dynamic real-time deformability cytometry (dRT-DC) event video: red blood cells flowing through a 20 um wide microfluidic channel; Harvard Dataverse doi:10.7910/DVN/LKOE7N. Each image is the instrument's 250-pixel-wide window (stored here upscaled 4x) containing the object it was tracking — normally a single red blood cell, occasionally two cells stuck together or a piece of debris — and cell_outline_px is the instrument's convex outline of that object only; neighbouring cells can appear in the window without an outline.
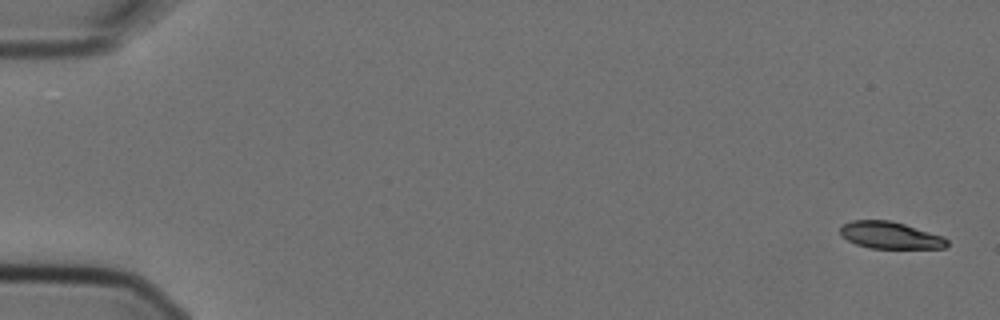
{"species": "Egyptian fruit bat (a non-hibernating species)", "species_latin": "Rousettus aegyptiacus", "temperature_condition": "cold", "stored_images_in_passage": 7, "camera_frame_rate_fps": 3000, "um_per_image_px": 0.085, "animal": {"sex": "female"}, "frame": {"image": 1, "passage_image": 1, "time_ms": 0.0, "image_size_px": [1000, 320], "cell_outline_px": [[948, 244], [944, 248], [868, 248], [856, 244], [840, 236], [840, 228], [844, 224], [852, 220], [888, 220], [904, 224], [944, 236], [948, 240]], "centroid_in_image_um": [75.66, 20.0], "position_along_channel_um": 9.3, "area_um2": 16.76}}
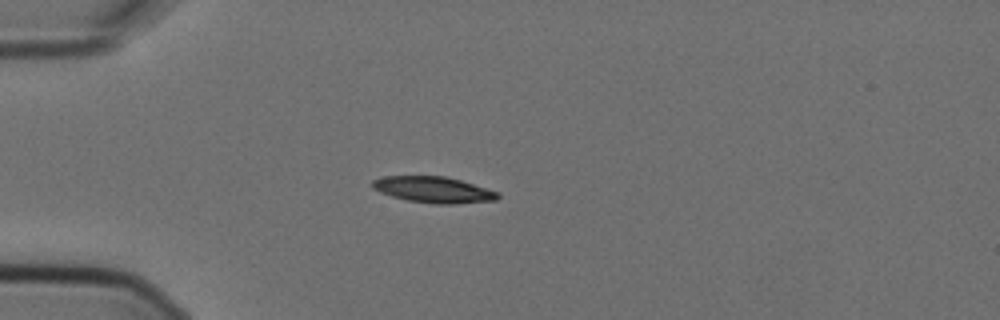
{"frame": {"image": 2, "passage_image": 5, "time_ms": 1.333, "image_size_px": [1000, 320], "cell_outline_px": [[500, 196], [496, 200], [452, 204], [436, 204], [408, 200], [392, 196], [380, 192], [372, 188], [372, 180], [384, 176], [448, 176], [500, 192]], "centroid_in_image_um": [36.86, 16.12], "position_along_channel_um": 48.1, "area_um2": 19.13}}
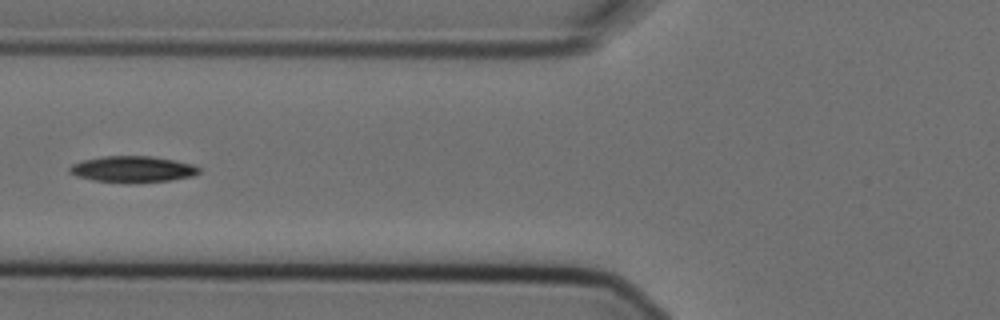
{"frame": {"image": 3, "passage_image": 7, "time_ms": 2.0, "image_size_px": [1000, 320], "cell_outline_px": [[200, 172], [192, 176], [172, 180], [92, 180], [76, 176], [68, 172], [68, 168], [72, 164], [84, 160], [104, 156], [152, 156], [192, 164], [200, 168]], "centroid_in_image_um": [11.26, 14.34], "position_along_channel_um": 114.5, "area_um2": 18.84}}